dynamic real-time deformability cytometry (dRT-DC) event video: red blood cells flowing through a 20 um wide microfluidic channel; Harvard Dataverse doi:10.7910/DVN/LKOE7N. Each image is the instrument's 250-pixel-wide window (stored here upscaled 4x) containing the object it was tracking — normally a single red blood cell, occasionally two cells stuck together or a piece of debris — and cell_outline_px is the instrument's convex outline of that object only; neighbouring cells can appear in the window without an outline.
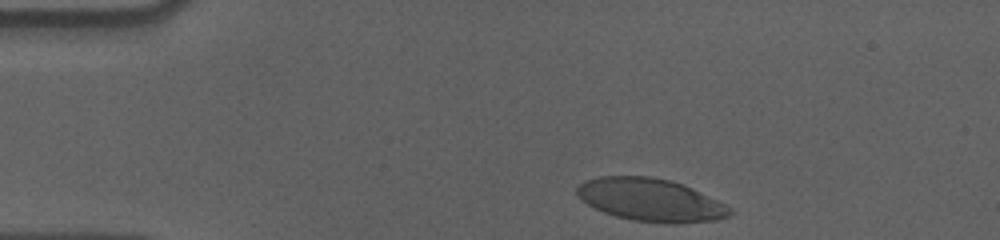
{"species": "human", "species_latin": "Homo sapiens", "temperature_condition": "cold", "stored_images_in_passage": 38, "camera_frame_rate_fps": 3000, "um_per_image_px": 0.085, "donor": {"sex": "male"}, "frame": {"image": 1, "passage_image": 1, "time_ms": 0.0, "image_size_px": [1000, 240], "cell_outline_px": [[732, 212], [728, 216], [716, 220], [672, 224], [664, 224], [632, 220], [616, 216], [604, 212], [588, 204], [576, 192], [576, 188], [584, 180], [600, 176], [652, 176], [672, 180], [684, 184], [732, 208]], "centroid_in_image_um": [55.31, 16.99], "position_along_channel_um": 29.7, "area_um2": 38.09}}
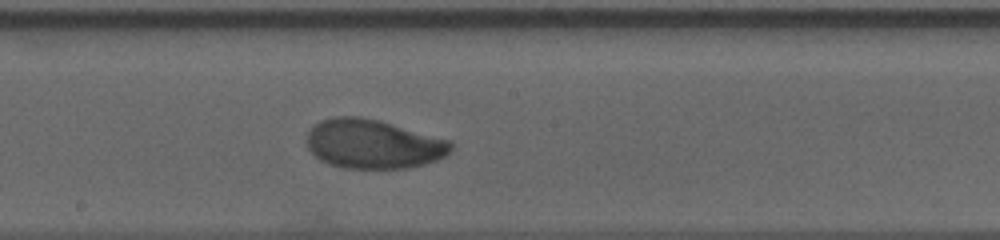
{"frame": {"image": 2, "passage_image": 22, "time_ms": 7.0, "image_size_px": [1000, 240], "cell_outline_px": [[456, 144], [444, 156], [436, 160], [424, 164], [408, 168], [344, 168], [328, 164], [320, 160], [308, 148], [308, 132], [320, 120], [336, 116], [360, 116], [380, 120], [452, 140]], "centroid_in_image_um": [31.76, 12.23], "position_along_channel_um": 216.4, "area_um2": 41.5}}
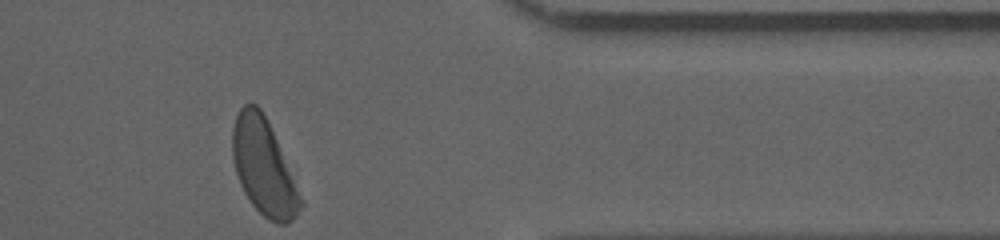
{"frame": {"image": 3, "passage_image": 38, "time_ms": 12.333, "image_size_px": [1000, 240], "cell_outline_px": [[304, 204], [292, 220], [288, 224], [276, 224], [268, 220], [252, 204], [244, 192], [240, 184], [236, 172], [232, 156], [232, 128], [236, 116], [240, 108], [244, 104], [252, 100], [260, 108], [276, 140]], "centroid_in_image_um": [22.38, 14.2], "position_along_channel_um": 389.0, "area_um2": 37.45}, "authors_computed_cell_mechanics": {"area_um2": 41.0669, "velocity_mm_per_s": 3.5573, "shape_relaxation_time_tau1_ms": 4.0624, "shape_relaxation_time_tau2_ms": 1.0192, "deformation_change_tau1": 0.2046, "deformation_change_tau2": 0.0421}}